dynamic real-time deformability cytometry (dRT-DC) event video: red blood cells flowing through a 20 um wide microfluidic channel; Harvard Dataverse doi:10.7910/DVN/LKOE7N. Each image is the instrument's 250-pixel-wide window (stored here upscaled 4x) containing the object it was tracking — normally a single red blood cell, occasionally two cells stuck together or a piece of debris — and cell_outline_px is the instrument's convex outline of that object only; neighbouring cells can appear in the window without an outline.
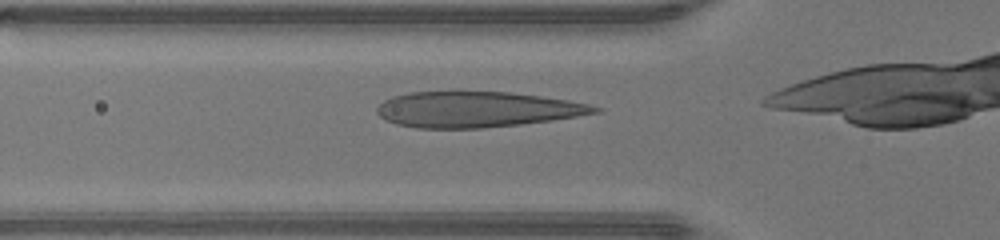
{"species": "human", "species_latin": "Homo sapiens", "temperature_condition": "warm", "stored_images_in_passage": 29, "camera_frame_rate_fps": 3000, "um_per_image_px": 0.085, "donor": {"sex": "male"}, "frame": {"image": 1, "passage_image": 8, "time_ms": 2.333, "image_size_px": [1000, 240], "cell_outline_px": [[604, 108], [600, 112], [552, 120], [520, 124], [484, 128], [416, 128], [396, 124], [384, 120], [376, 112], [376, 108], [384, 100], [392, 96], [408, 92], [452, 88], [512, 92], [568, 100], [588, 104]], "centroid_in_image_um": [40.45, 9.25], "position_along_channel_um": 85.4, "area_um2": 46.76}}
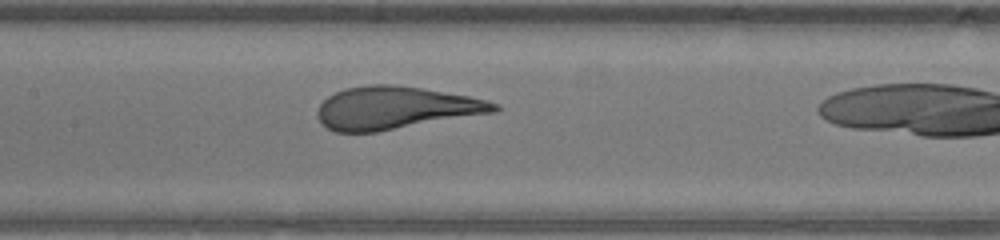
{"frame": {"image": 2, "passage_image": 14, "time_ms": 4.333, "image_size_px": [1000, 240], "cell_outline_px": [[500, 108], [496, 112], [376, 132], [336, 132], [320, 124], [316, 116], [316, 112], [320, 104], [328, 96], [344, 88], [368, 84], [392, 84], [420, 88], [468, 96], [488, 100], [500, 104]], "centroid_in_image_um": [33.59, 9.17], "position_along_channel_um": 173.8, "area_um2": 44.04}}
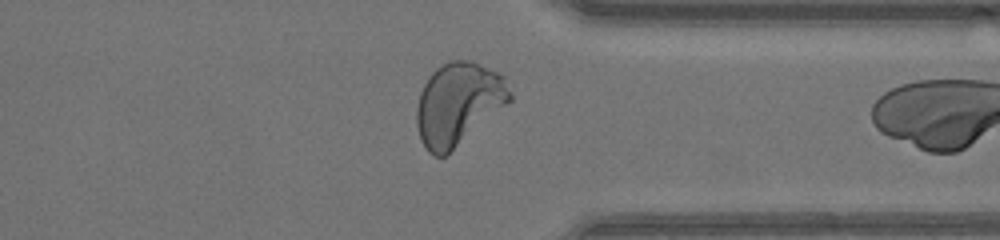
{"frame": {"image": 3, "passage_image": 28, "time_ms": 9.0, "image_size_px": [1000, 240], "cell_outline_px": [[512, 100], [444, 156], [432, 156], [428, 152], [420, 140], [416, 124], [416, 108], [420, 92], [428, 76], [436, 68], [448, 60], [472, 60], [504, 76], [512, 96]], "centroid_in_image_um": [38.92, 8.8], "position_along_channel_um": 372.5, "area_um2": 44.56}}